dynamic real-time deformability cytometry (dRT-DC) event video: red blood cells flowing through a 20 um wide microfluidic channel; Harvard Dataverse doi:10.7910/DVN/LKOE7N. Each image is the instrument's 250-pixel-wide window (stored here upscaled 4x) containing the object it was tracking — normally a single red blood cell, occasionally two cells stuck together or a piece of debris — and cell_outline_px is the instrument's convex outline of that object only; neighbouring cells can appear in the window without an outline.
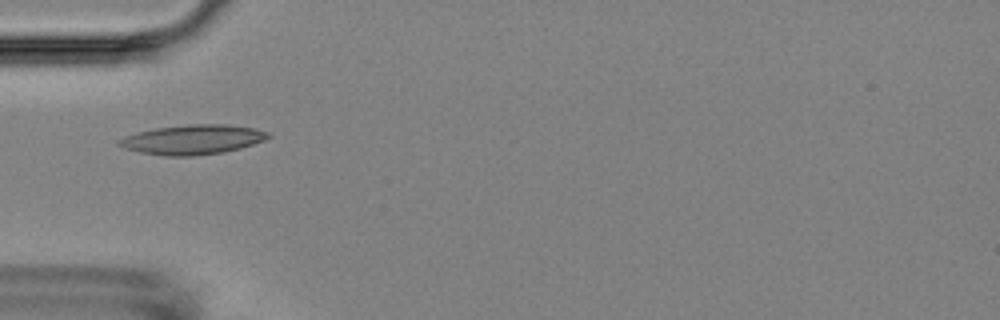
{"species": "Egyptian fruit bat (a non-hibernating species)", "species_latin": "Rousettus aegyptiacus", "temperature_condition": "room temperature", "stored_images_in_passage": 8, "camera_frame_rate_fps": 3000, "um_per_image_px": 0.085, "animal": {"sex": "female"}, "frame": {"image": 1, "passage_image": 6, "time_ms": 5.667, "image_size_px": [1000, 320], "cell_outline_px": [[272, 136], [264, 140], [240, 148], [224, 152], [192, 156], [164, 156], [140, 152], [124, 148], [116, 144], [116, 140], [124, 136], [136, 132], [156, 128], [188, 124], [228, 124], [256, 128], [268, 132]], "centroid_in_image_um": [16.35, 11.86], "position_along_channel_um": 68.6, "area_um2": 25.95}}
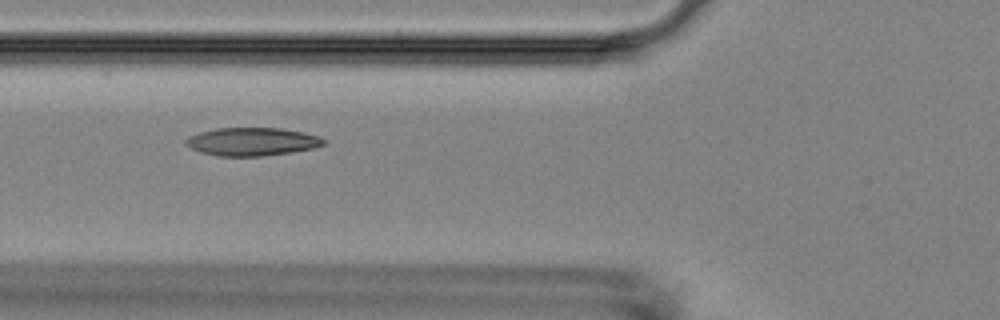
{"frame": {"image": 2, "passage_image": 7, "time_ms": 6.667, "image_size_px": [1000, 320], "cell_outline_px": [[328, 144], [312, 148], [292, 152], [260, 156], [216, 156], [200, 152], [184, 144], [184, 140], [188, 136], [200, 132], [216, 128], [280, 128], [304, 132], [320, 136], [328, 140]], "centroid_in_image_um": [21.45, 12.04], "position_along_channel_um": 104.3, "area_um2": 22.83}}